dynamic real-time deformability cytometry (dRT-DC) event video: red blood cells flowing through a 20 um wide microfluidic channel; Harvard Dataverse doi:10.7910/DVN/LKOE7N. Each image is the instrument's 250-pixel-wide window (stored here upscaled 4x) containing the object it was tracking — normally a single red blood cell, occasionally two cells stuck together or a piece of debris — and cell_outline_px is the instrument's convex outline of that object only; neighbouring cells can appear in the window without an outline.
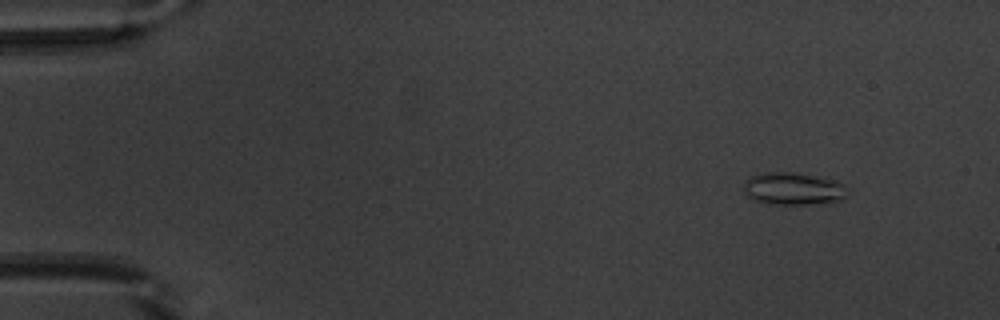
{"species": "common noctule bat (a hibernating species)", "species_latin": "Nyctalus noctula", "temperature_condition": "warm", "stored_images_in_passage": 49, "camera_frame_rate_fps": 3000, "um_per_image_px": 0.085, "animal": {"sex": "male", "body_mass_g": 20.1, "forearm_length_mm": 53.5}, "frame": {"image": 1, "passage_image": 2, "time_ms": 0.333, "image_size_px": [1000, 320], "cell_outline_px": [[848, 196], [840, 200], [808, 204], [768, 204], [752, 200], [744, 192], [744, 184], [756, 172], [792, 172], [836, 180], [844, 184], [848, 188]], "centroid_in_image_um": [67.43, 16.04], "position_along_channel_um": 17.6, "area_um2": 19.77}}
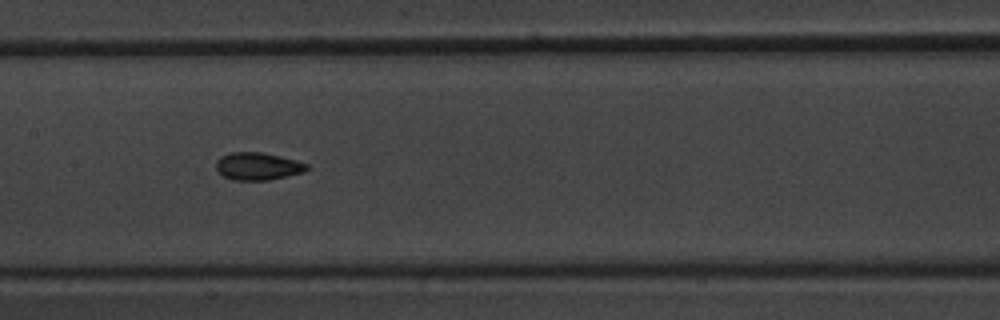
{"frame": {"image": 2, "passage_image": 23, "time_ms": 7.333, "image_size_px": [1000, 320], "cell_outline_px": [[308, 168], [304, 172], [268, 180], [232, 180], [216, 172], [216, 160], [220, 156], [232, 152], [260, 152], [296, 160], [308, 164]], "centroid_in_image_um": [21.87, 14.13], "position_along_channel_um": 185.5, "area_um2": 14.57}}
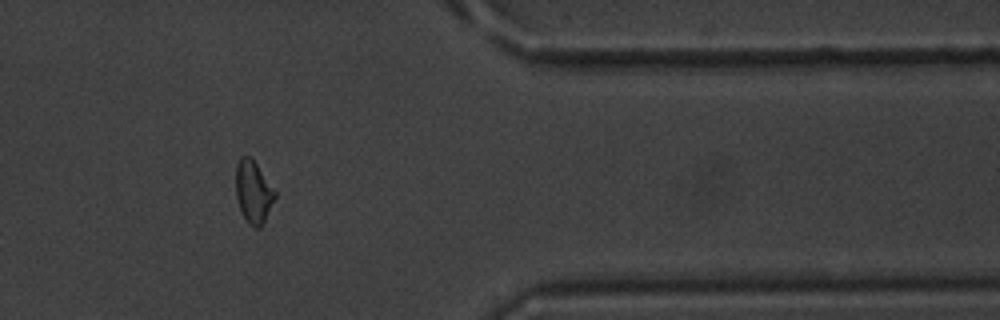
{"frame": {"image": 3, "passage_image": 40, "time_ms": 13.0, "image_size_px": [1000, 320], "cell_outline_px": [[276, 196], [260, 228], [252, 228], [248, 224], [240, 208], [236, 196], [236, 164], [240, 156], [248, 156], [256, 164], [276, 192]], "centroid_in_image_um": [21.52, 16.32], "position_along_channel_um": 389.9, "area_um2": 13.93}, "authors_computed_cell_mechanics": {"area_um2": 14.5656, "velocity_mm_per_s": 3.9101, "shape_relaxation_time_tau1_ms": 5.0183, "shape_relaxation_time_tau2_ms": 2.0605, "deformation_change_tau1": 0.1123, "deformation_change_tau2": 0.08}}